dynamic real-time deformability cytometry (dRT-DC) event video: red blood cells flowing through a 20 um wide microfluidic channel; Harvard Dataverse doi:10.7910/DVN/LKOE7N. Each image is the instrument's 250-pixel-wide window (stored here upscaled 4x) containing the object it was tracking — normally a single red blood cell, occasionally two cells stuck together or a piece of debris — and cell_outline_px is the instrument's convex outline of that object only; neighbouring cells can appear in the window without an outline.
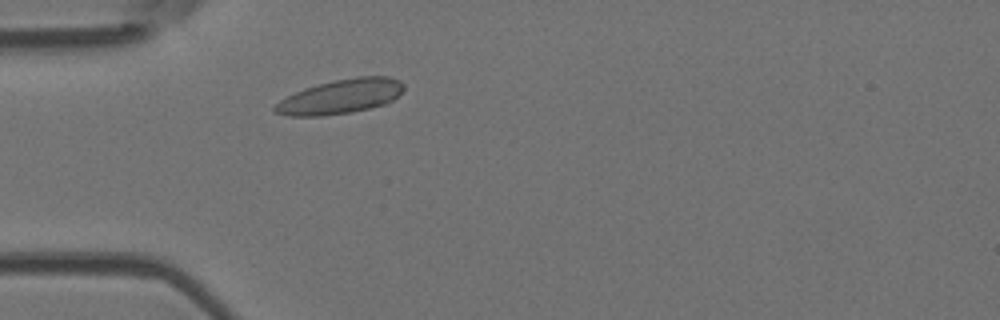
{"species": "Egyptian fruit bat (a non-hibernating species)", "species_latin": "Rousettus aegyptiacus", "temperature_condition": "room temperature", "stored_images_in_passage": 2, "camera_frame_rate_fps": 3000, "um_per_image_px": 0.085, "animal": {"sex": "female"}, "frame": {"image": 1, "passage_image": 2, "time_ms": 1.0, "image_size_px": [1000, 320], "cell_outline_px": [[404, 88], [392, 100], [384, 104], [352, 112], [320, 116], [288, 116], [276, 112], [272, 108], [280, 100], [304, 88], [336, 80], [356, 76], [388, 76], [400, 80], [404, 84]], "centroid_in_image_um": [28.95, 8.2], "position_along_channel_um": 56.0, "area_um2": 25.55}}